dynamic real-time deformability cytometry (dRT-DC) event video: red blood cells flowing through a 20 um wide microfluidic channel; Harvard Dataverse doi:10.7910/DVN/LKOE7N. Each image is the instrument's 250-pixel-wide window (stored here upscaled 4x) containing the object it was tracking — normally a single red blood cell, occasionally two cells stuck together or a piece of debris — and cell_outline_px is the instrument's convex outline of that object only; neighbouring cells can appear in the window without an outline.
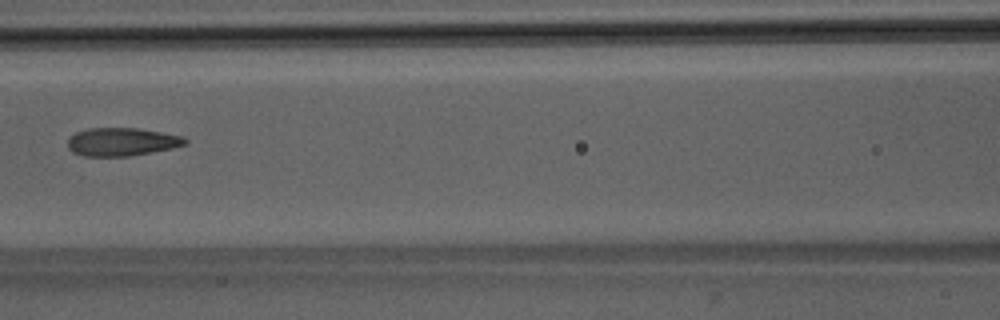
{"species": "Egyptian fruit bat (a non-hibernating species)", "species_latin": "Rousettus aegyptiacus", "temperature_condition": "room temperature", "stored_images_in_passage": 4, "camera_frame_rate_fps": 3000, "um_per_image_px": 0.085, "animal": {"sex": "male"}, "frame": {"image": 1, "passage_image": 4, "time_ms": 3.333, "image_size_px": [1000, 320], "cell_outline_px": [[188, 144], [172, 148], [152, 152], [128, 156], [84, 156], [72, 152], [68, 148], [68, 136], [76, 132], [88, 128], [140, 128], [184, 136], [188, 140]], "centroid_in_image_um": [10.36, 12.05], "position_along_channel_um": 156.2, "area_um2": 19.48}}